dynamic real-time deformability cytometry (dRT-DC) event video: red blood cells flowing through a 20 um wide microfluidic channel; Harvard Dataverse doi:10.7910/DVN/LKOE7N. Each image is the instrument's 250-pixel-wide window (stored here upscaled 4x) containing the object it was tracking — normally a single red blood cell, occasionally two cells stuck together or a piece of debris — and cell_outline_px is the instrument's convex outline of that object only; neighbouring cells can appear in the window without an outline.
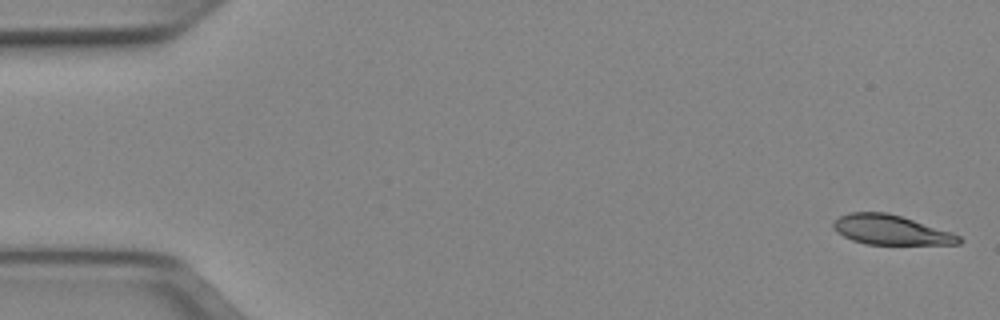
{"species": "Egyptian fruit bat (a non-hibernating species)", "species_latin": "Rousettus aegyptiacus", "temperature_condition": "cold", "stored_images_in_passage": 51, "camera_frame_rate_fps": 3000, "um_per_image_px": 0.085, "animal": {"sex": "female"}, "frame": {"image": 1, "passage_image": 1, "time_ms": 0.0, "image_size_px": [1000, 320], "cell_outline_px": [[964, 240], [960, 244], [864, 244], [852, 240], [836, 232], [832, 228], [832, 224], [840, 216], [848, 212], [888, 212], [952, 232], [960, 236]], "centroid_in_image_um": [75.72, 19.54], "position_along_channel_um": 9.3, "area_um2": 21.73}}
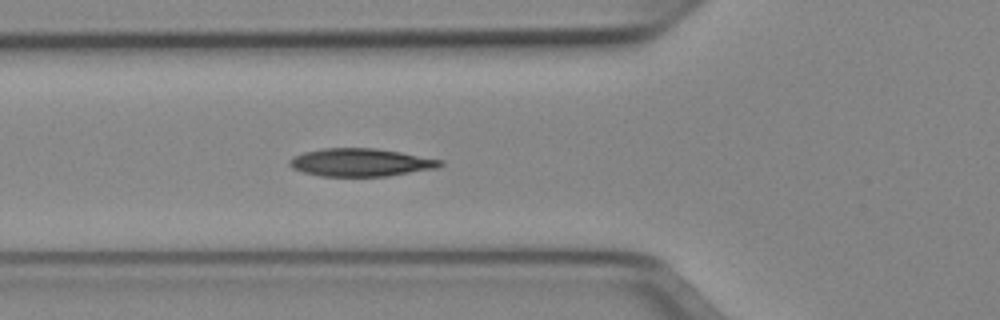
{"frame": {"image": 2, "passage_image": 18, "time_ms": 5.667, "image_size_px": [1000, 320], "cell_outline_px": [[444, 164], [436, 168], [388, 176], [320, 176], [304, 172], [292, 168], [288, 164], [288, 160], [292, 156], [304, 152], [324, 148], [376, 148], [400, 152], [444, 160]], "centroid_in_image_um": [30.65, 13.8], "position_along_channel_um": 95.2, "area_um2": 24.57}}
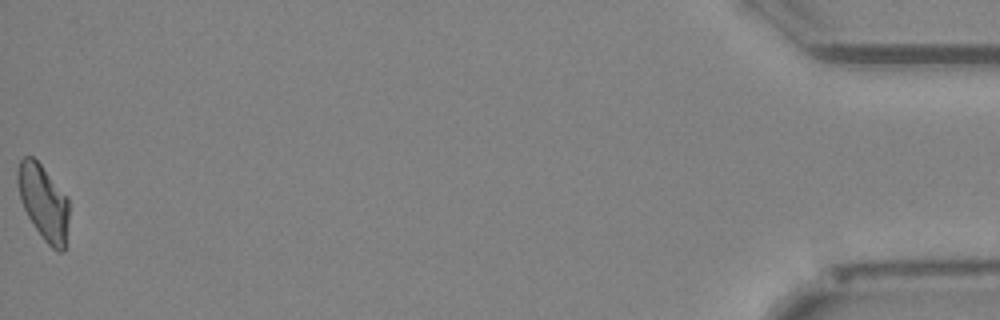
{"frame": {"image": 3, "passage_image": 51, "time_ms": 16.667, "image_size_px": [1000, 320], "cell_outline_px": [[68, 220], [64, 252], [56, 252], [44, 240], [28, 216], [20, 200], [16, 180], [16, 172], [20, 160], [24, 156], [32, 156], [40, 164], [68, 196]], "centroid_in_image_um": [3.69, 17.18], "position_along_channel_um": 431.5, "area_um2": 22.54}, "authors_computed_cell_mechanics": {"area_um2": 23.1778, "velocity_mm_per_s": 3.9564, "shape_relaxation_time_tau1_ms": 6.6286, "shape_relaxation_time_tau2_ms": 4.819, "deformation_change_tau1": 0.1744, "deformation_change_tau2": 0.1006}}